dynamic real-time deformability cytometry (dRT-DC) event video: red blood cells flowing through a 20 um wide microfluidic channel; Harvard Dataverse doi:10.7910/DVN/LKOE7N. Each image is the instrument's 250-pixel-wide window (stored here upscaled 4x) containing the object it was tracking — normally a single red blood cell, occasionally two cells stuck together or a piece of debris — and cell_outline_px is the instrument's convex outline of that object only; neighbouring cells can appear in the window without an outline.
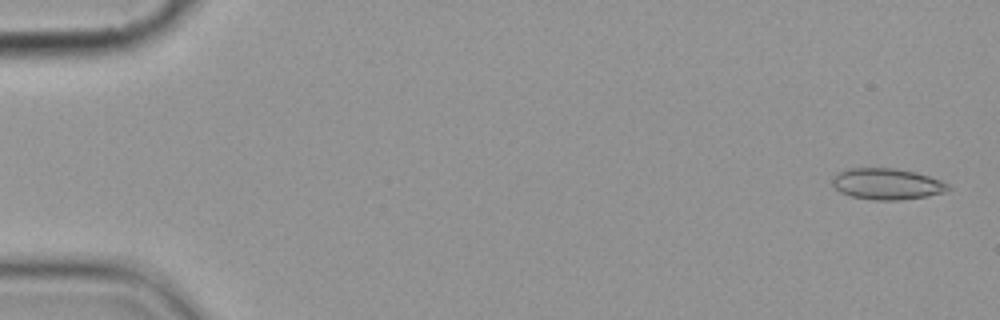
{"species": "common noctule bat (a hibernating species)", "species_latin": "Nyctalus noctula", "temperature_condition": "cold", "stored_images_in_passage": 5, "camera_frame_rate_fps": 3000, "um_per_image_px": 0.085, "animal": {"sex": "female", "body_mass_g": 19.9}, "frame": {"image": 1, "passage_image": 1, "time_ms": 0.0, "image_size_px": [1000, 320], "cell_outline_px": [[952, 188], [944, 192], [928, 196], [900, 200], [872, 200], [852, 196], [840, 192], [832, 184], [832, 176], [848, 168], [892, 168], [916, 172], [940, 180], [948, 184]], "centroid_in_image_um": [75.39, 15.64], "position_along_channel_um": 9.6, "area_um2": 21.04}}
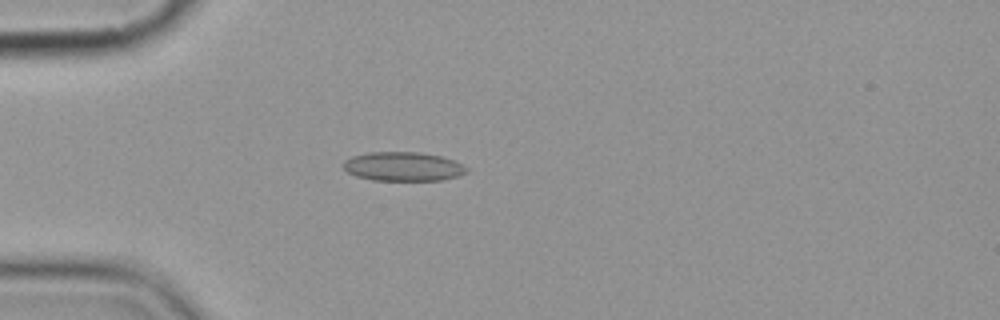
{"frame": {"image": 2, "passage_image": 5, "time_ms": 4.667, "image_size_px": [1000, 320], "cell_outline_px": [[468, 172], [456, 176], [440, 180], [372, 180], [356, 176], [348, 172], [344, 168], [344, 160], [352, 156], [368, 152], [420, 152], [440, 156], [456, 160], [468, 168]], "centroid_in_image_um": [34.27, 14.14], "position_along_channel_um": 50.7, "area_um2": 20.87}}